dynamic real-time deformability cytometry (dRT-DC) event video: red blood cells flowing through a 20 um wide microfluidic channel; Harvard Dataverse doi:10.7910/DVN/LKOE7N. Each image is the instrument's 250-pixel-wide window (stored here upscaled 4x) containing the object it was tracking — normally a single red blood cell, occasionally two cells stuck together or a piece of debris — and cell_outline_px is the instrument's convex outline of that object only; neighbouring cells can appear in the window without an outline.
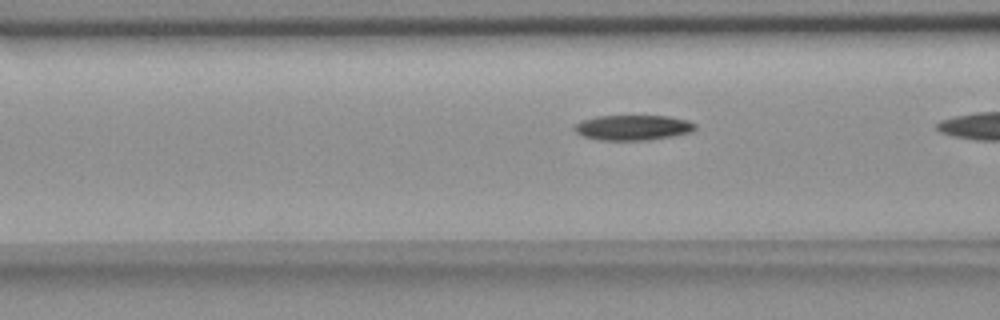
{"species": "common noctule bat (a hibernating species)", "species_latin": "Nyctalus noctula", "temperature_condition": "room temperature", "stored_images_in_passage": 23, "segment_of_instrument_passage": [2, 2], "camera_frame_rate_fps": 3000, "um_per_image_px": 0.085, "animal": {"sex": "female", "body_mass_g": 18.4}, "frame": {"image": 1, "passage_image": 19, "time_ms": 6.0, "image_size_px": [1000, 320], "cell_outline_px": [[696, 128], [692, 132], [672, 136], [644, 140], [600, 140], [584, 136], [576, 132], [572, 128], [576, 124], [584, 120], [596, 116], [668, 116], [688, 120], [696, 124]], "centroid_in_image_um": [53.82, 10.84], "position_along_channel_um": 112.8, "area_um2": 17.63}}